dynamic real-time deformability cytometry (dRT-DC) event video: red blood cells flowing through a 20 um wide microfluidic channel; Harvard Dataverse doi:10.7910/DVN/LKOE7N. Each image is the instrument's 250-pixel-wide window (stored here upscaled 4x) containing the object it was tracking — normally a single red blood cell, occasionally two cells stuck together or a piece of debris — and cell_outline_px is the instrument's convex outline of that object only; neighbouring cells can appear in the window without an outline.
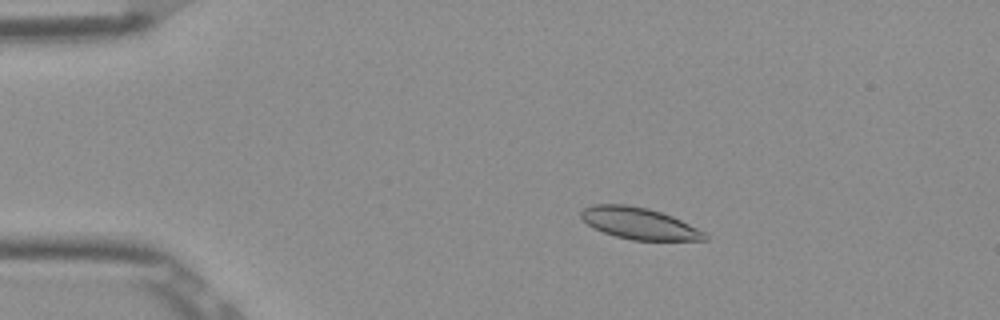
{"species": "Egyptian fruit bat (a non-hibernating species)", "species_latin": "Rousettus aegyptiacus", "temperature_condition": "room temperature", "stored_images_in_passage": 45, "camera_frame_rate_fps": 3000, "um_per_image_px": 0.085, "frame": {"image": 1, "passage_image": 2, "time_ms": 0.333, "image_size_px": [1000, 320], "cell_outline_px": [[708, 240], [632, 240], [616, 236], [604, 232], [588, 224], [580, 216], [580, 212], [584, 208], [592, 204], [628, 204], [648, 208], [672, 216], [704, 232], [708, 236]], "centroid_in_image_um": [54.31, 18.98], "position_along_channel_um": 30.7, "area_um2": 22.54}}
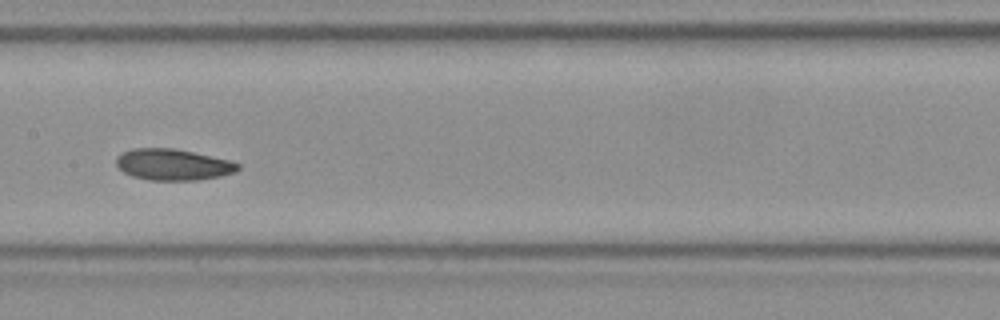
{"frame": {"image": 2, "passage_image": 19, "time_ms": 6.0, "image_size_px": [1000, 320], "cell_outline_px": [[240, 168], [236, 172], [220, 176], [200, 180], [148, 180], [132, 176], [124, 172], [116, 164], [116, 156], [120, 152], [132, 148], [172, 148], [232, 160], [240, 164]], "centroid_in_image_um": [14.71, 13.99], "position_along_channel_um": 192.7, "area_um2": 22.37}}
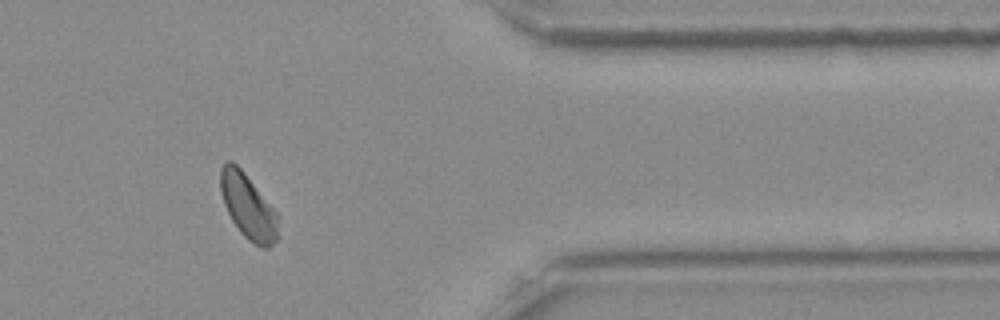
{"frame": {"image": 3, "passage_image": 36, "time_ms": 11.667, "image_size_px": [1000, 320], "cell_outline_px": [[280, 236], [268, 248], [260, 248], [248, 240], [240, 232], [232, 220], [224, 204], [220, 192], [220, 168], [228, 160], [232, 160], [244, 172], [280, 216]], "centroid_in_image_um": [21.12, 17.59], "position_along_channel_um": 390.3, "area_um2": 22.2}, "authors_computed_cell_mechanics": {"area_um2": 22.1952, "velocity_mm_per_s": 3.8486, "shape_relaxation_time_tau1_ms": 4.4729, "shape_relaxation_time_tau2_ms": 3.2235, "deformation_change_tau1": 0.1057, "deformation_change_tau2": 0.0772}}